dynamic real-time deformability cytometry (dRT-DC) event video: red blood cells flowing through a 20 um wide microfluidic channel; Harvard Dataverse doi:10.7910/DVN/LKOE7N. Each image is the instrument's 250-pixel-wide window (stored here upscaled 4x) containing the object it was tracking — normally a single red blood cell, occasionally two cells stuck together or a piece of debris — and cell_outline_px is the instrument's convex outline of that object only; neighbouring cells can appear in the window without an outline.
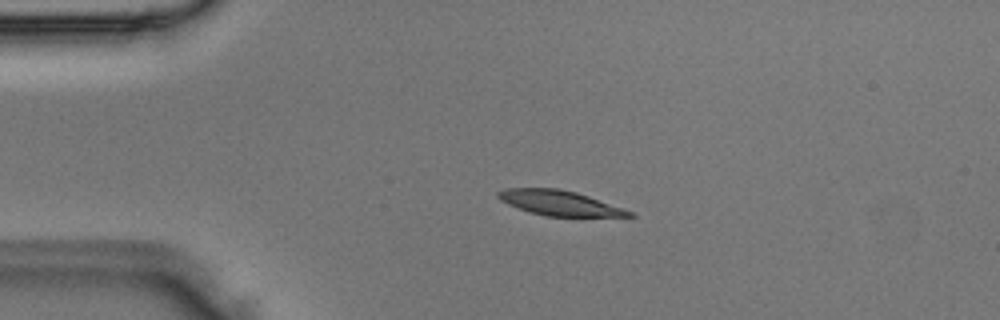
{"species": "Egyptian fruit bat (a non-hibernating species)", "species_latin": "Rousettus aegyptiacus", "temperature_condition": "room temperature", "stored_images_in_passage": 5, "camera_frame_rate_fps": 3000, "um_per_image_px": 0.085, "animal": {"sex": "male"}, "frame": {"image": 1, "passage_image": 3, "time_ms": 0.667, "image_size_px": [1000, 320], "cell_outline_px": [[636, 216], [548, 216], [528, 212], [508, 204], [500, 200], [496, 196], [496, 192], [508, 188], [560, 188], [576, 192], [624, 208], [632, 212]], "centroid_in_image_um": [47.52, 17.24], "position_along_channel_um": 37.5, "area_um2": 18.96}}
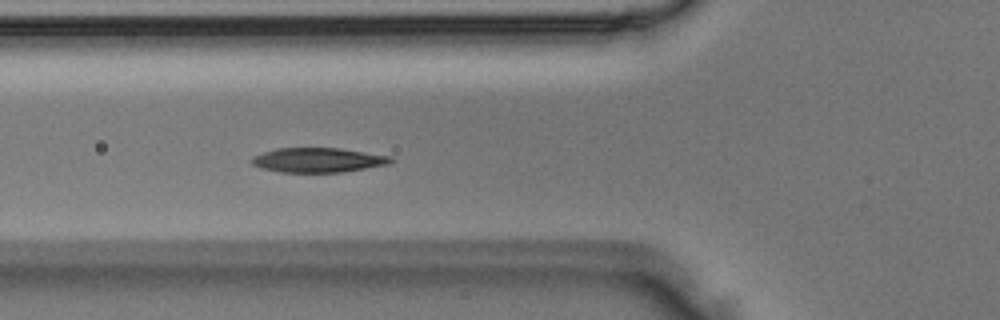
{"frame": {"image": 2, "passage_image": 5, "time_ms": 1.333, "image_size_px": [1000, 320], "cell_outline_px": [[392, 160], [388, 164], [344, 172], [280, 172], [260, 168], [252, 164], [248, 160], [252, 156], [276, 148], [340, 148], [392, 156]], "centroid_in_image_um": [26.99, 13.6], "position_along_channel_um": 98.8, "area_um2": 20.0}}